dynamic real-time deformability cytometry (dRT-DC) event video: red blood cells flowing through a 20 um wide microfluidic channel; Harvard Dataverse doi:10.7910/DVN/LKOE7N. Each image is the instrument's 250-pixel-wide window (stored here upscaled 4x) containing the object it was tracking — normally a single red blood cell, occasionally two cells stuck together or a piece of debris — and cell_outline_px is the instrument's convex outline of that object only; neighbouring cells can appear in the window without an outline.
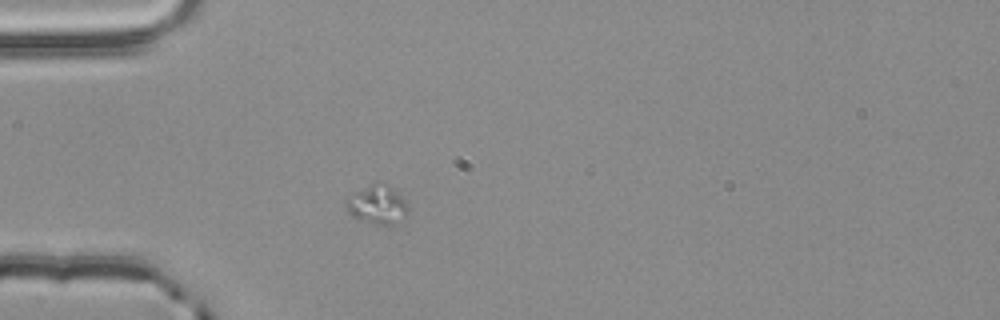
{"species": "common noctule bat (a hibernating species)", "species_latin": "Nyctalus noctula", "temperature_condition": "room temperature", "stored_images_in_passage": 4, "camera_frame_rate_fps": 3000, "um_per_image_px": 0.085, "animal": {"sex": "male", "body_mass_g": 20.4}, "frame": {"image": 1, "passage_image": 1, "time_ms": 0.0, "image_size_px": [1000, 320], "cell_outline_px": [[408, 212], [388, 224], [380, 224], [356, 220], [348, 212], [348, 196], [380, 180], [384, 180], [408, 204]], "centroid_in_image_um": [32.05, 17.35], "position_along_channel_um": 53.0, "area_um2": 13.47}}